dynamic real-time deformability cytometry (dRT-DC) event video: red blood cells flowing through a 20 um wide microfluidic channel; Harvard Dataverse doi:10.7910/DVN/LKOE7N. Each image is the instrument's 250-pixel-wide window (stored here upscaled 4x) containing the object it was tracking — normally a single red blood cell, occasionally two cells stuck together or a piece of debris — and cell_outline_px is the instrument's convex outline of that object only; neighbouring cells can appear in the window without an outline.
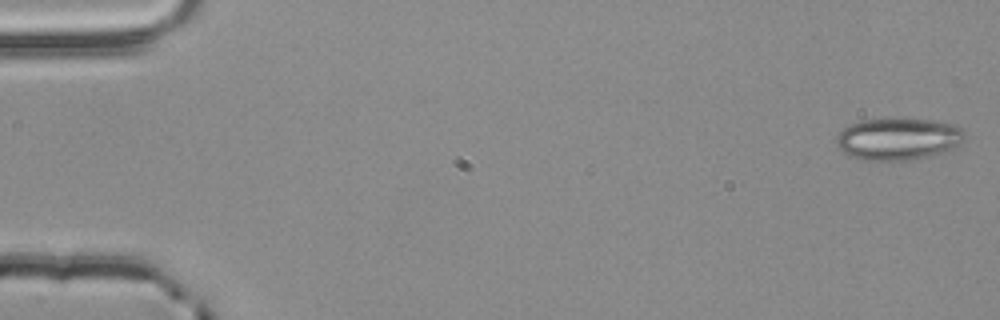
{"species": "common noctule bat (a hibernating species)", "species_latin": "Nyctalus noctula", "temperature_condition": "room temperature", "stored_images_in_passage": 3, "camera_frame_rate_fps": 3000, "um_per_image_px": 0.085, "animal": {"sex": "male", "body_mass_g": 20.4}, "frame": {"image": 1, "passage_image": 1, "time_ms": 0.0, "image_size_px": [1000, 320], "cell_outline_px": [[964, 140], [960, 144], [952, 148], [940, 152], [924, 156], [904, 160], [864, 160], [848, 156], [836, 148], [836, 136], [844, 128], [852, 124], [864, 120], [932, 120], [952, 124], [960, 128], [964, 132]], "centroid_in_image_um": [76.29, 11.82], "position_along_channel_um": 8.7, "area_um2": 30.75}}